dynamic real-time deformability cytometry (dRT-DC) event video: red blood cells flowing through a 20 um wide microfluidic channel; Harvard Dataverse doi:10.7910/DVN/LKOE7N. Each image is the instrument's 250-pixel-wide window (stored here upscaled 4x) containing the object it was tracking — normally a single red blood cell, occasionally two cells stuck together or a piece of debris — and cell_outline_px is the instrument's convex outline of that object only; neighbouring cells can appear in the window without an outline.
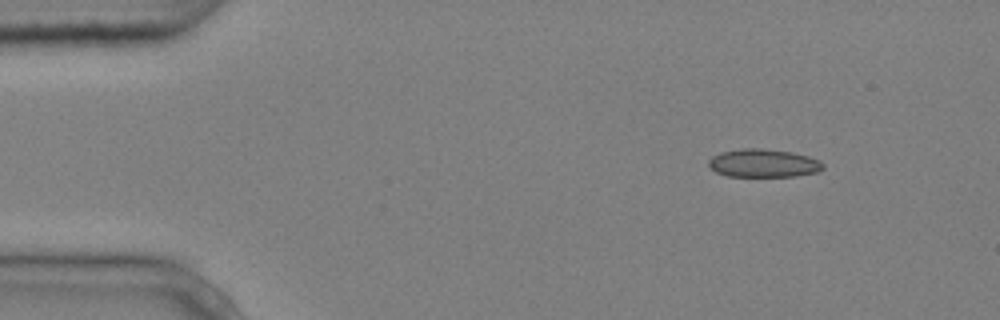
{"species": "common noctule bat (a hibernating species)", "species_latin": "Nyctalus noctula", "temperature_condition": "cold", "stored_images_in_passage": 7, "camera_frame_rate_fps": 3000, "um_per_image_px": 0.085, "animal": {"sex": "male", "body_mass_g": 20.4}, "frame": {"image": 1, "passage_image": 2, "time_ms": 0.333, "image_size_px": [1000, 320], "cell_outline_px": [[824, 168], [816, 172], [796, 176], [728, 176], [716, 172], [708, 164], [708, 160], [712, 156], [720, 152], [740, 148], [760, 148], [792, 152], [808, 156], [820, 160], [824, 164]], "centroid_in_image_um": [64.89, 13.86], "position_along_channel_um": 20.1, "area_um2": 18.84}}
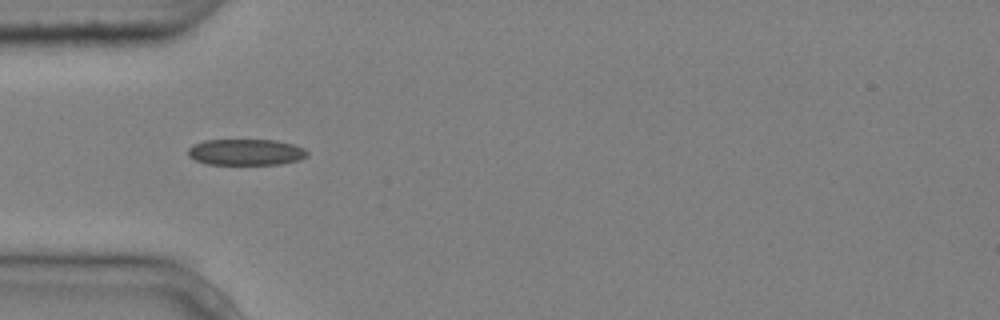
{"frame": {"image": 2, "passage_image": 5, "time_ms": 1.333, "image_size_px": [1000, 320], "cell_outline_px": [[308, 156], [300, 160], [280, 164], [208, 164], [196, 160], [188, 156], [188, 148], [192, 144], [204, 140], [276, 140], [292, 144], [304, 148], [308, 152]], "centroid_in_image_um": [20.9, 12.93], "position_along_channel_um": 64.1, "area_um2": 18.26}}
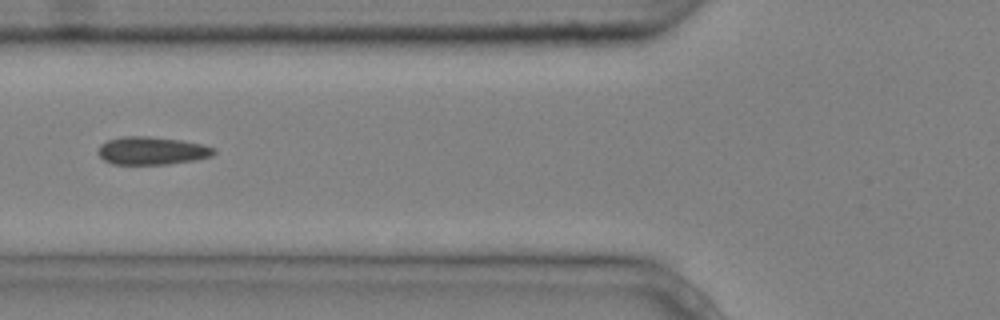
{"frame": {"image": 3, "passage_image": 6, "time_ms": 1.667, "image_size_px": [1000, 320], "cell_outline_px": [[216, 152], [212, 156], [196, 160], [168, 164], [112, 164], [104, 160], [100, 156], [100, 144], [108, 140], [124, 136], [148, 136], [180, 140], [204, 144], [216, 148]], "centroid_in_image_um": [12.97, 12.81], "position_along_channel_um": 112.8, "area_um2": 18.84}}